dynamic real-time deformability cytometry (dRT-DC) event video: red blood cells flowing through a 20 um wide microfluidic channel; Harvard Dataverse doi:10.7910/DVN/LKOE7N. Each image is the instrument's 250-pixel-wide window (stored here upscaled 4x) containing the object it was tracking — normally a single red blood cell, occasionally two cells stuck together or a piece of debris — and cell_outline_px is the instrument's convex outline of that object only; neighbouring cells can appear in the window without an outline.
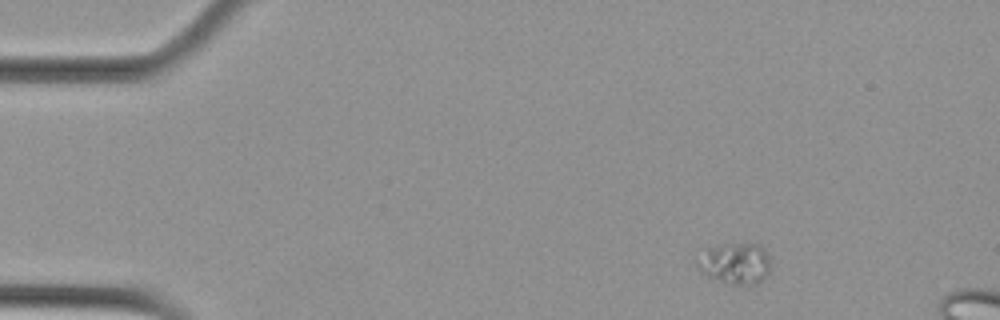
{"species": "Egyptian fruit bat (a non-hibernating species)", "species_latin": "Rousettus aegyptiacus", "temperature_condition": "cold", "stored_images_in_passage": 4, "camera_frame_rate_fps": 3000, "um_per_image_px": 0.085, "animal": {"sex": "female"}, "frame": {"image": 1, "passage_image": 1, "time_ms": 0.0, "image_size_px": [1000, 320], "cell_outline_px": [[772, 268], [756, 284], [744, 288], [708, 276], [696, 264], [708, 248], [732, 244], [760, 244], [764, 248], [768, 256]], "centroid_in_image_um": [62.58, 22.42], "position_along_channel_um": 22.4, "area_um2": 17.28}}